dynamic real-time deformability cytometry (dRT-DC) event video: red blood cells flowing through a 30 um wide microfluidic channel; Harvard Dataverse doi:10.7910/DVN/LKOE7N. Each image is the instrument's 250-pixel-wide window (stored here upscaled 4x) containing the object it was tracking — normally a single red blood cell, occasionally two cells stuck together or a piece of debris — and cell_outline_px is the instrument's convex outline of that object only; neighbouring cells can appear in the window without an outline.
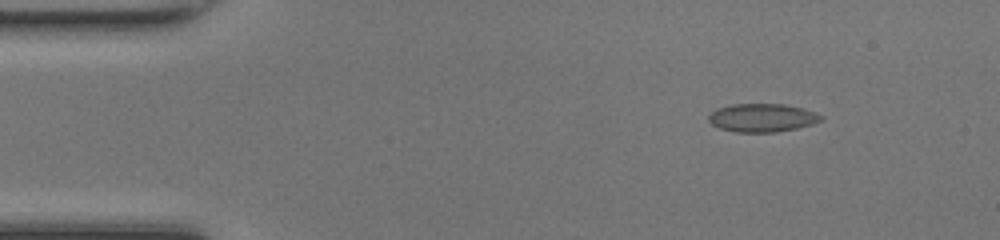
{"species": "common noctule bat (a hibernating species)", "species_latin": "Nyctalus noctula", "temperature_condition": "room temperature", "stored_images_in_passage": 48, "camera_frame_rate_fps": 3000, "um_per_image_px": 0.085, "animal": {"sex": "female", "body_mass_g": 17.0, "forearm_length_mm": 48.0}, "frame": {"image": 1, "passage_image": 5, "time_ms": 1.333, "image_size_px": [1000, 240], "cell_outline_px": [[824, 116], [820, 120], [812, 124], [796, 128], [776, 132], [736, 132], [720, 128], [712, 124], [708, 120], [708, 116], [716, 108], [732, 104], [784, 104], [800, 108]], "centroid_in_image_um": [64.74, 10.01], "position_along_channel_um": 20.3, "area_um2": 18.32}}
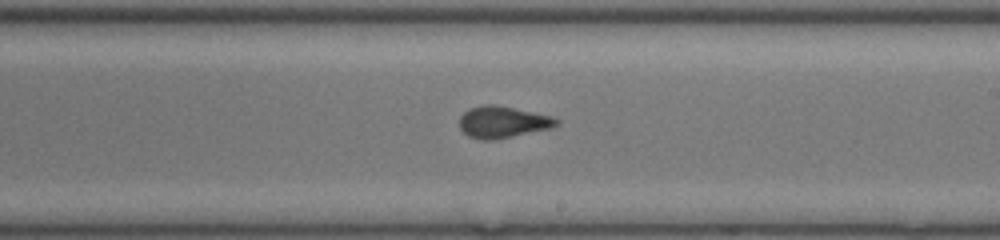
{"frame": {"image": 2, "passage_image": 27, "time_ms": 8.667, "image_size_px": [1000, 240], "cell_outline_px": [[560, 124], [552, 128], [492, 140], [484, 140], [468, 136], [460, 128], [460, 116], [468, 108], [484, 104], [492, 104], [552, 116], [560, 120]], "centroid_in_image_um": [42.73, 10.37], "position_along_channel_um": 246.3, "area_um2": 17.8}}
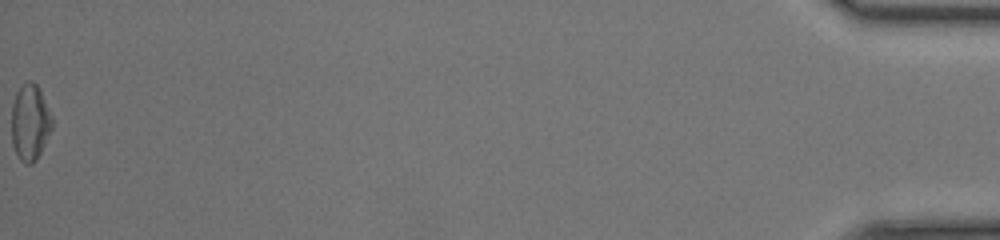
{"frame": {"image": 3, "passage_image": 48, "time_ms": 15.667, "image_size_px": [1000, 240], "cell_outline_px": [[52, 128], [36, 160], [32, 164], [24, 164], [20, 160], [12, 144], [12, 104], [16, 92], [28, 80], [32, 80], [36, 84], [40, 92], [52, 120]], "centroid_in_image_um": [2.52, 10.43], "position_along_channel_um": 432.7, "area_um2": 17.57}, "authors_computed_cell_mechanics": {"area_um2": 17.6868, "velocity_mm_per_s": 4.2456, "shape_relaxation_time_tau1_ms": null, "shape_relaxation_time_tau2_ms": 1.194, "deformation_change_tau1": null, "deformation_change_tau2": 0.0634}}